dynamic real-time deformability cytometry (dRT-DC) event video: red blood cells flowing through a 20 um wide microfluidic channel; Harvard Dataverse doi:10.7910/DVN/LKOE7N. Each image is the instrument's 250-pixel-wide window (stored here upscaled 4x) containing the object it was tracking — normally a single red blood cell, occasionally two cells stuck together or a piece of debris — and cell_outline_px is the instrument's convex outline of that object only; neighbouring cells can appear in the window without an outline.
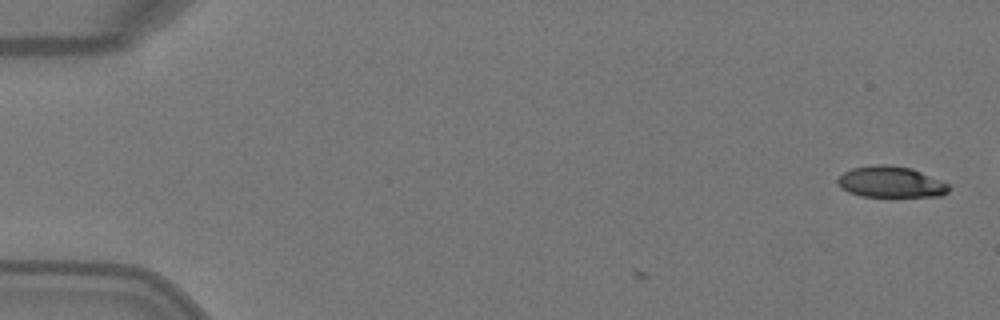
{"species": "Egyptian fruit bat (a non-hibernating species)", "species_latin": "Rousettus aegyptiacus", "temperature_condition": "warm", "stored_images_in_passage": 2, "camera_frame_rate_fps": 3000, "um_per_image_px": 0.085, "animal": {"sex": "female"}, "frame": {"image": 1, "passage_image": 2, "time_ms": 0.333, "image_size_px": [1000, 320], "cell_outline_px": [[948, 192], [940, 196], [860, 196], [848, 192], [840, 188], [836, 180], [844, 172], [852, 168], [872, 164], [888, 164], [912, 168], [940, 180], [948, 184]], "centroid_in_image_um": [75.67, 15.45], "position_along_channel_um": 9.3, "area_um2": 20.17}}